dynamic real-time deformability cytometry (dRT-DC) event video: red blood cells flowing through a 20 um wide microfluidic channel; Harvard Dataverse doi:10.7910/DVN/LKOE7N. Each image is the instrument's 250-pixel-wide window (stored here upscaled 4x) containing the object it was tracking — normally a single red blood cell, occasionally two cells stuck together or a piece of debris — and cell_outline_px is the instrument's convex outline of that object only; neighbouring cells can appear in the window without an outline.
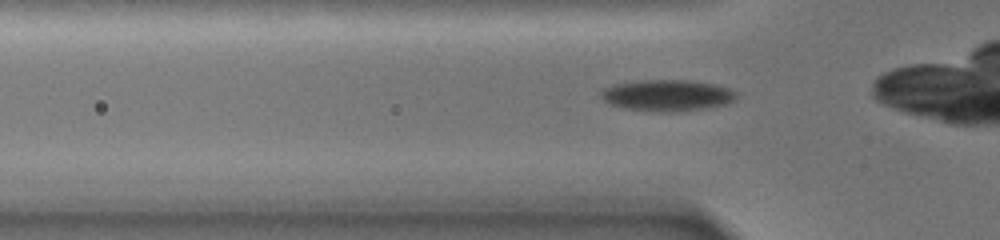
{"species": "common noctule bat (a hibernating species)", "species_latin": "Nyctalus noctula", "temperature_condition": "warm", "stored_images_in_passage": 25, "camera_frame_rate_fps": 3000, "um_per_image_px": 0.085, "animal": {"sex": "female", "body_mass_g": 19.0, "forearm_length_mm": 51.5}, "frame": {"image": 1, "passage_image": 3, "time_ms": 0.667, "image_size_px": [1000, 240], "cell_outline_px": [[736, 100], [728, 104], [704, 108], [672, 112], [660, 112], [624, 108], [608, 104], [600, 96], [600, 92], [604, 88], [612, 84], [644, 80], [688, 80], [712, 84], [728, 88], [736, 92]], "centroid_in_image_um": [56.69, 8.11], "position_along_channel_um": 69.1, "area_um2": 24.74}}
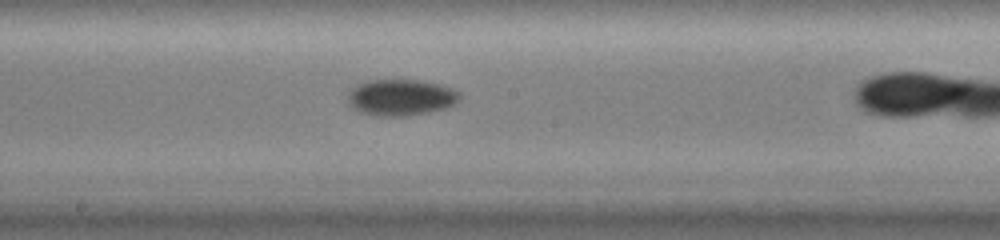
{"frame": {"image": 2, "passage_image": 12, "time_ms": 6.333, "image_size_px": [1000, 240], "cell_outline_px": [[460, 100], [456, 104], [448, 108], [428, 112], [404, 116], [376, 116], [360, 112], [352, 108], [348, 104], [348, 92], [356, 84], [368, 80], [420, 80], [440, 84], [460, 92]], "centroid_in_image_um": [34.07, 8.28], "position_along_channel_um": 214.1, "area_um2": 23.99}}
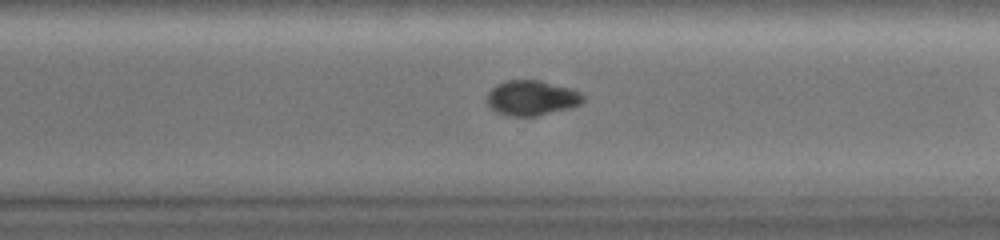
{"frame": {"image": 3, "passage_image": 18, "time_ms": 10.667, "image_size_px": [1000, 240], "cell_outline_px": [[584, 100], [580, 104], [568, 108], [536, 116], [508, 116], [496, 112], [488, 104], [488, 92], [496, 84], [508, 80], [540, 80], [568, 88], [580, 92], [584, 96]], "centroid_in_image_um": [45.17, 8.32], "position_along_channel_um": 325.4, "area_um2": 19.42}}